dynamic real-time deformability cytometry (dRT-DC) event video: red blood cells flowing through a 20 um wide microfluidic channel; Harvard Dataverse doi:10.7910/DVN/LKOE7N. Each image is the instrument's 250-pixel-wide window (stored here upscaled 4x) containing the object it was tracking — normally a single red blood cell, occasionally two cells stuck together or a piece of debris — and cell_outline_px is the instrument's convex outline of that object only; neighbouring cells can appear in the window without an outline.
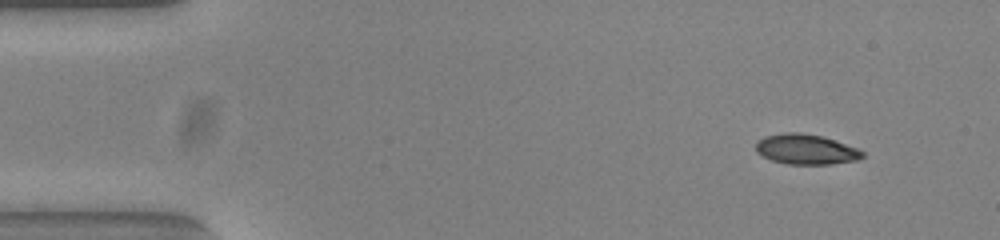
{"species": "common noctule bat (a hibernating species)", "species_latin": "Nyctalus noctula", "temperature_condition": "warm", "stored_images_in_passage": 52, "camera_frame_rate_fps": 3000, "um_per_image_px": 0.085, "animal": {"sex": "female", "body_mass_g": 23.0, "forearm_length_mm": 53.4}, "frame": {"image": 1, "passage_image": 4, "time_ms": 1.0, "image_size_px": [1000, 240], "cell_outline_px": [[864, 156], [856, 160], [832, 164], [788, 164], [772, 160], [756, 152], [756, 144], [764, 136], [788, 132], [800, 132], [824, 136], [856, 148], [864, 152]], "centroid_in_image_um": [68.51, 12.69], "position_along_channel_um": 16.5, "area_um2": 18.61}}
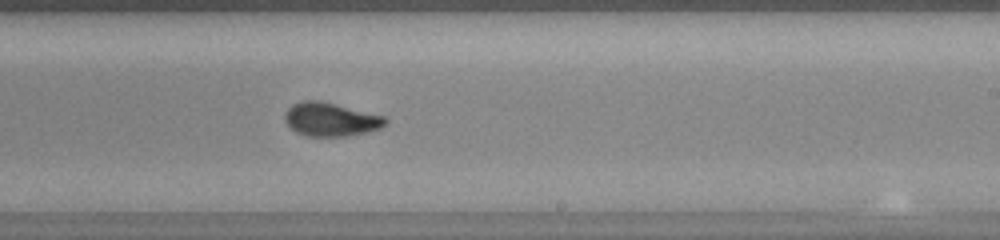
{"frame": {"image": 2, "passage_image": 31, "time_ms": 10.0, "image_size_px": [1000, 240], "cell_outline_px": [[388, 120], [380, 128], [364, 132], [344, 136], [308, 136], [296, 132], [284, 120], [284, 112], [292, 104], [300, 100], [320, 100], [384, 116]], "centroid_in_image_um": [28.06, 10.13], "position_along_channel_um": 260.9, "area_um2": 19.54}}
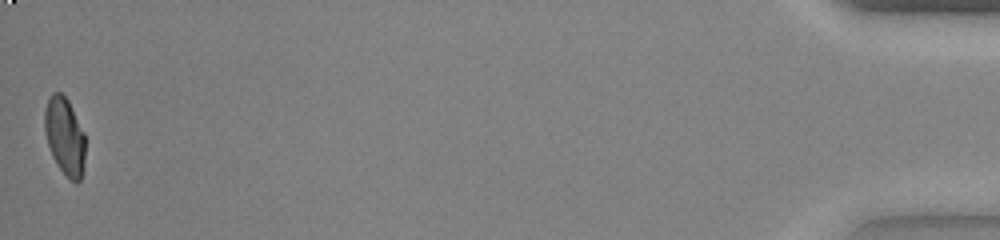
{"frame": {"image": 3, "passage_image": 52, "time_ms": 17.0, "image_size_px": [1000, 240], "cell_outline_px": [[84, 164], [80, 180], [76, 184], [56, 164], [52, 156], [44, 132], [44, 112], [48, 100], [52, 92], [60, 92], [68, 100], [84, 132]], "centroid_in_image_um": [5.49, 11.57], "position_along_channel_um": 429.7, "area_um2": 18.21}, "authors_computed_cell_mechanics": {"area_um2": 19.363, "velocity_mm_per_s": 3.8423, "shape_relaxation_time_tau1_ms": 7.2115, "shape_relaxation_time_tau2_ms": 1.0917, "deformation_change_tau1": 0.2254, "deformation_change_tau2": 0.048}}